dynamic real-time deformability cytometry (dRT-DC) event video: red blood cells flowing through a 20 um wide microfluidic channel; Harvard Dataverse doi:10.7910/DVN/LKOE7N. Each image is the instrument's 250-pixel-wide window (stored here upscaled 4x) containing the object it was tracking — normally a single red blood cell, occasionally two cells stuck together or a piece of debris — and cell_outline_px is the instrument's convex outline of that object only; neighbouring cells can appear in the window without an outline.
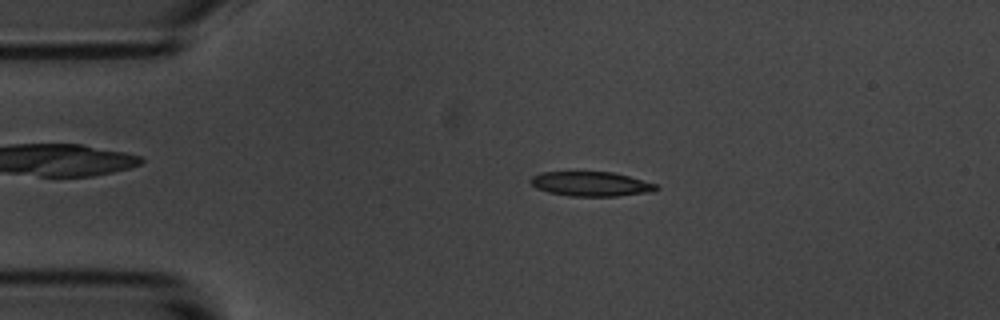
{"species": "common noctule bat (a hibernating species)", "species_latin": "Nyctalus noctula", "temperature_condition": "room temperature", "stored_images_in_passage": 4, "camera_frame_rate_fps": 3000, "um_per_image_px": 0.085, "animal": {"sex": "male", "body_mass_g": 20.1, "forearm_length_mm": 53.5}, "frame": {"image": 1, "passage_image": 3, "time_ms": 2.333, "image_size_px": [1000, 320], "cell_outline_px": [[660, 188], [652, 192], [616, 196], [568, 196], [548, 192], [536, 188], [528, 180], [532, 176], [540, 172], [612, 172], [628, 176], [656, 184]], "centroid_in_image_um": [50.21, 15.64], "position_along_channel_um": 34.8, "area_um2": 17.98}}